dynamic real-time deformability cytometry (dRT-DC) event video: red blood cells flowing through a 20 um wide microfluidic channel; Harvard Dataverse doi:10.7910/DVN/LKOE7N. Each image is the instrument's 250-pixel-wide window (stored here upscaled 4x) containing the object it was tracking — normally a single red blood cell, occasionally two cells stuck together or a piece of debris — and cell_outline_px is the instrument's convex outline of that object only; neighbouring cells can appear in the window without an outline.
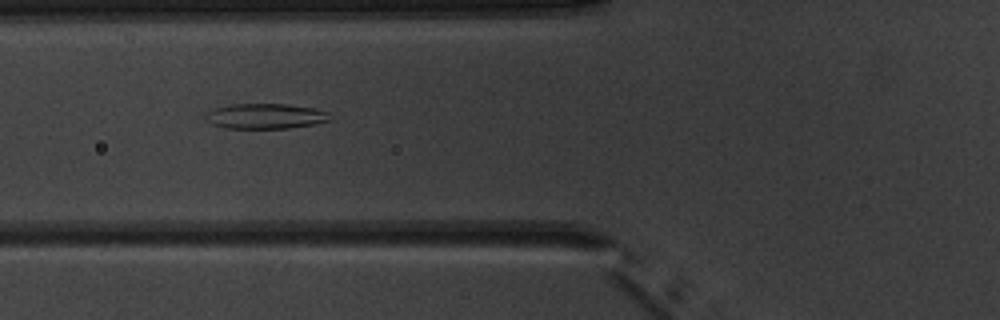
{"species": "common noctule bat (a hibernating species)", "species_latin": "Nyctalus noctula", "temperature_condition": "warm", "stored_images_in_passage": 2, "camera_frame_rate_fps": 3000, "um_per_image_px": 0.085, "animal": {"sex": "male", "body_mass_g": 20.1, "forearm_length_mm": 53.5}, "frame": {"image": 1, "passage_image": 2, "time_ms": 1.0, "image_size_px": [1000, 320], "cell_outline_px": [[332, 120], [312, 124], [288, 128], [224, 128], [212, 124], [204, 116], [208, 112], [216, 108], [232, 104], [288, 104], [316, 108], [328, 112]], "centroid_in_image_um": [22.59, 9.87], "position_along_channel_um": 103.2, "area_um2": 18.21}}